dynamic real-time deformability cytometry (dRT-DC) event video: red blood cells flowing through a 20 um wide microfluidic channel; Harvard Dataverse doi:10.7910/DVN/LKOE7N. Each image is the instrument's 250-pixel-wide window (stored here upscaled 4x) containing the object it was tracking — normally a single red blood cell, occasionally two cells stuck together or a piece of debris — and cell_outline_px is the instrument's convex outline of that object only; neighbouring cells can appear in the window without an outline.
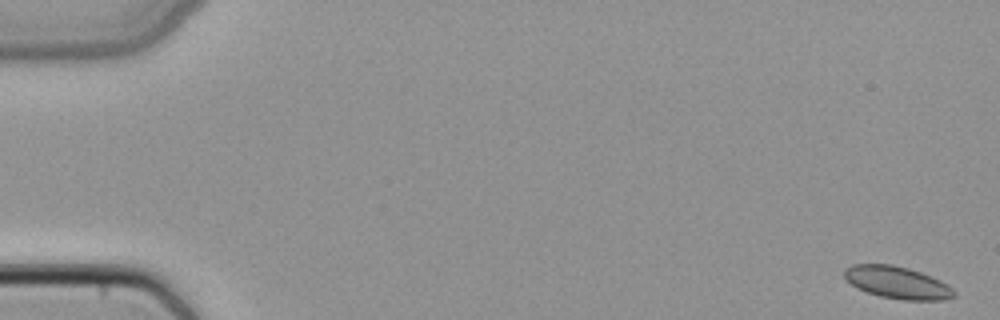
{"species": "common noctule bat (a hibernating species)", "species_latin": "Nyctalus noctula", "temperature_condition": "cold", "stored_images_in_passage": 51, "segment_of_instrument_passage": [1, 2], "camera_frame_rate_fps": 3000, "um_per_image_px": 0.085, "animal": {"sex": "female", "body_mass_g": 22.7, "forearm_length_mm": 54.2}, "frame": {"image": 1, "passage_image": 1, "time_ms": 0.0, "image_size_px": [1000, 320], "cell_outline_px": [[956, 296], [944, 300], [904, 300], [880, 296], [856, 288], [844, 276], [844, 268], [852, 264], [892, 264], [908, 268], [920, 272], [940, 280], [952, 288], [956, 292]], "centroid_in_image_um": [76.27, 24.01], "position_along_channel_um": 8.7, "area_um2": 20.58}}
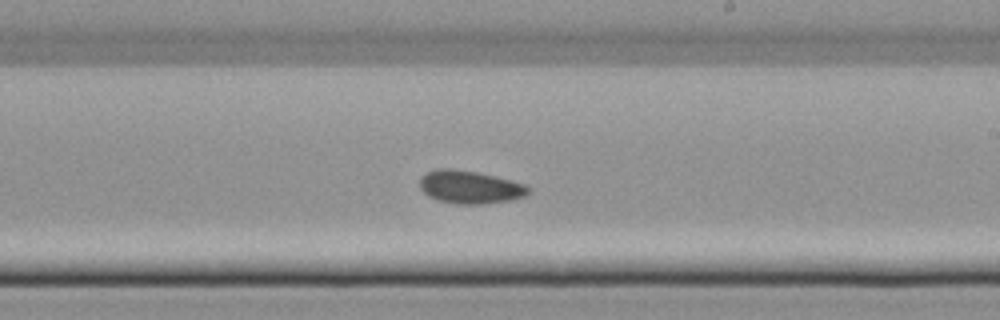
{"frame": {"image": 2, "passage_image": 30, "time_ms": 9.667, "image_size_px": [1000, 320], "cell_outline_px": [[532, 188], [524, 196], [508, 200], [484, 204], [456, 204], [440, 200], [428, 196], [420, 188], [420, 176], [436, 168], [452, 168], [476, 172], [496, 176], [512, 180], [524, 184]], "centroid_in_image_um": [39.93, 15.89], "position_along_channel_um": 249.1, "area_um2": 20.87}}
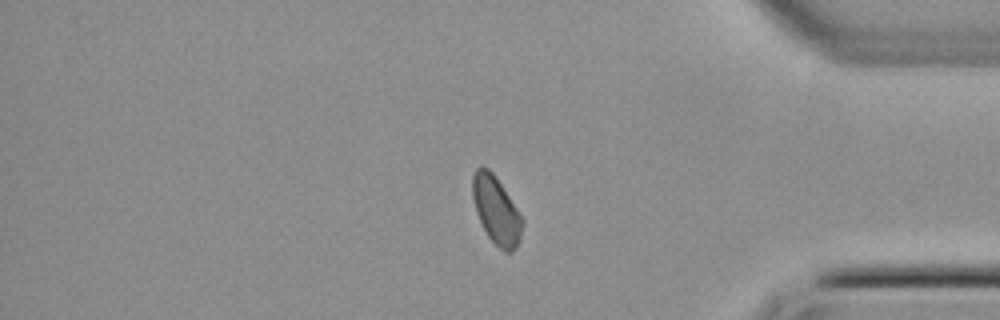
{"frame": {"image": 3, "passage_image": 42, "time_ms": 13.667, "image_size_px": [1000, 320], "cell_outline_px": [[524, 220], [520, 240], [516, 248], [512, 252], [504, 252], [488, 236], [476, 212], [472, 196], [472, 176], [476, 168], [480, 164], [488, 168], [492, 172]], "centroid_in_image_um": [42.17, 17.87], "position_along_channel_um": 393.0, "area_um2": 19.42}}